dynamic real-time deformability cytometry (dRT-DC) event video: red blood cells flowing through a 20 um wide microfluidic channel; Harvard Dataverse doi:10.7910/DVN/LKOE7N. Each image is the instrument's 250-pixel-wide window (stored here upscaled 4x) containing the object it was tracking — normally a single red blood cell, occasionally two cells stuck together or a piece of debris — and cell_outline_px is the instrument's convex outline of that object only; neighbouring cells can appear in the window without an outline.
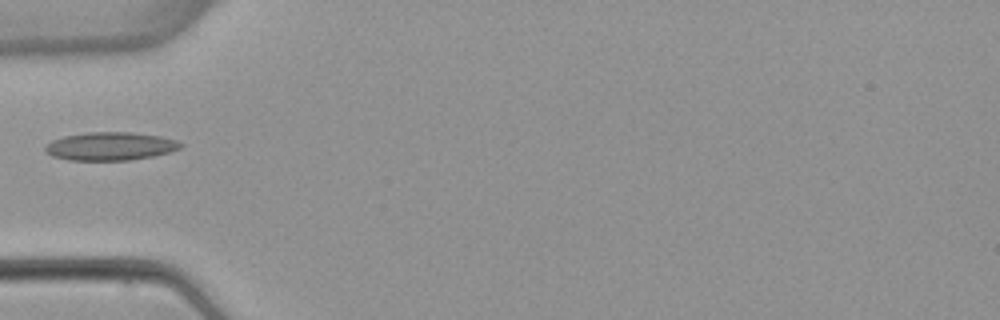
{"species": "common noctule bat (a hibernating species)", "species_latin": "Nyctalus noctula", "temperature_condition": "warm", "stored_images_in_passage": 1, "camera_frame_rate_fps": 3000, "um_per_image_px": 0.085, "animal": {"sex": "female", "body_mass_g": 22.7, "forearm_length_mm": 54.2}, "frame": {"image": 1, "passage_image": 1, "time_ms": 0.0, "image_size_px": [1000, 320], "cell_outline_px": [[184, 144], [180, 148], [168, 152], [152, 156], [128, 160], [68, 160], [52, 156], [44, 148], [52, 140], [64, 136], [88, 132], [132, 132], [160, 136], [176, 140]], "centroid_in_image_um": [9.38, 12.42], "position_along_channel_um": 75.6, "area_um2": 22.08}}